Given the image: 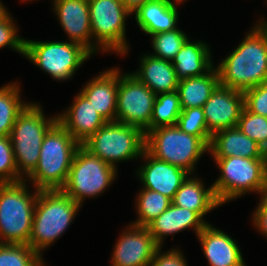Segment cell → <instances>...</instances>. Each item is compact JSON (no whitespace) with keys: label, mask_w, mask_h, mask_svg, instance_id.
I'll return each instance as SVG.
<instances>
[{"label":"cell","mask_w":267,"mask_h":266,"mask_svg":"<svg viewBox=\"0 0 267 266\" xmlns=\"http://www.w3.org/2000/svg\"><path fill=\"white\" fill-rule=\"evenodd\" d=\"M119 68L100 72L80 91L107 122L116 121Z\"/></svg>","instance_id":"d6986e66"},{"label":"cell","mask_w":267,"mask_h":266,"mask_svg":"<svg viewBox=\"0 0 267 266\" xmlns=\"http://www.w3.org/2000/svg\"><path fill=\"white\" fill-rule=\"evenodd\" d=\"M159 247L150 263V266H188L185 256L177 248H172L166 252Z\"/></svg>","instance_id":"8d00e7d4"},{"label":"cell","mask_w":267,"mask_h":266,"mask_svg":"<svg viewBox=\"0 0 267 266\" xmlns=\"http://www.w3.org/2000/svg\"><path fill=\"white\" fill-rule=\"evenodd\" d=\"M219 85L218 71L214 66L204 75L180 80L176 91L181 110L203 107Z\"/></svg>","instance_id":"484cf974"},{"label":"cell","mask_w":267,"mask_h":266,"mask_svg":"<svg viewBox=\"0 0 267 266\" xmlns=\"http://www.w3.org/2000/svg\"><path fill=\"white\" fill-rule=\"evenodd\" d=\"M28 103L19 113L10 133L18 174L25 180L36 168L43 138L57 122L47 117L40 103Z\"/></svg>","instance_id":"277c9868"},{"label":"cell","mask_w":267,"mask_h":266,"mask_svg":"<svg viewBox=\"0 0 267 266\" xmlns=\"http://www.w3.org/2000/svg\"><path fill=\"white\" fill-rule=\"evenodd\" d=\"M43 261L29 245L0 243V266H46Z\"/></svg>","instance_id":"f546056e"},{"label":"cell","mask_w":267,"mask_h":266,"mask_svg":"<svg viewBox=\"0 0 267 266\" xmlns=\"http://www.w3.org/2000/svg\"><path fill=\"white\" fill-rule=\"evenodd\" d=\"M12 18L9 14L4 20L0 21V49L3 47L11 48L24 56L26 38L17 34L18 26L15 25Z\"/></svg>","instance_id":"e575fe53"},{"label":"cell","mask_w":267,"mask_h":266,"mask_svg":"<svg viewBox=\"0 0 267 266\" xmlns=\"http://www.w3.org/2000/svg\"><path fill=\"white\" fill-rule=\"evenodd\" d=\"M124 6L133 13L136 11L140 6H142L145 2L150 0H121Z\"/></svg>","instance_id":"f35d334b"},{"label":"cell","mask_w":267,"mask_h":266,"mask_svg":"<svg viewBox=\"0 0 267 266\" xmlns=\"http://www.w3.org/2000/svg\"><path fill=\"white\" fill-rule=\"evenodd\" d=\"M118 169L92 155L82 145L75 152L69 176L62 190L80 206L84 200L104 193Z\"/></svg>","instance_id":"8fae6325"},{"label":"cell","mask_w":267,"mask_h":266,"mask_svg":"<svg viewBox=\"0 0 267 266\" xmlns=\"http://www.w3.org/2000/svg\"><path fill=\"white\" fill-rule=\"evenodd\" d=\"M210 266H246L239 246L224 231L208 223L197 235Z\"/></svg>","instance_id":"ac0fdd59"},{"label":"cell","mask_w":267,"mask_h":266,"mask_svg":"<svg viewBox=\"0 0 267 266\" xmlns=\"http://www.w3.org/2000/svg\"><path fill=\"white\" fill-rule=\"evenodd\" d=\"M216 67L220 86L244 92L267 81V29L258 21Z\"/></svg>","instance_id":"6da1fadb"},{"label":"cell","mask_w":267,"mask_h":266,"mask_svg":"<svg viewBox=\"0 0 267 266\" xmlns=\"http://www.w3.org/2000/svg\"><path fill=\"white\" fill-rule=\"evenodd\" d=\"M261 19L259 22L267 29V21L264 18H261Z\"/></svg>","instance_id":"7bdbcfd3"},{"label":"cell","mask_w":267,"mask_h":266,"mask_svg":"<svg viewBox=\"0 0 267 266\" xmlns=\"http://www.w3.org/2000/svg\"><path fill=\"white\" fill-rule=\"evenodd\" d=\"M53 11L69 41L94 54L88 0H53Z\"/></svg>","instance_id":"2e32d148"},{"label":"cell","mask_w":267,"mask_h":266,"mask_svg":"<svg viewBox=\"0 0 267 266\" xmlns=\"http://www.w3.org/2000/svg\"><path fill=\"white\" fill-rule=\"evenodd\" d=\"M139 63V69L131 73L153 93L158 95L177 90L179 80L171 61L160 59L148 52L140 57Z\"/></svg>","instance_id":"603a6c76"},{"label":"cell","mask_w":267,"mask_h":266,"mask_svg":"<svg viewBox=\"0 0 267 266\" xmlns=\"http://www.w3.org/2000/svg\"><path fill=\"white\" fill-rule=\"evenodd\" d=\"M18 83L15 81L0 87V136H10L17 116L28 104L21 99Z\"/></svg>","instance_id":"4316f807"},{"label":"cell","mask_w":267,"mask_h":266,"mask_svg":"<svg viewBox=\"0 0 267 266\" xmlns=\"http://www.w3.org/2000/svg\"><path fill=\"white\" fill-rule=\"evenodd\" d=\"M145 150L156 159L193 175L196 163L209 152V147L198 136L183 132L177 125H169L145 134Z\"/></svg>","instance_id":"52a82bcc"},{"label":"cell","mask_w":267,"mask_h":266,"mask_svg":"<svg viewBox=\"0 0 267 266\" xmlns=\"http://www.w3.org/2000/svg\"><path fill=\"white\" fill-rule=\"evenodd\" d=\"M151 38L154 50L151 55L172 62L189 37L178 27L172 31L153 34Z\"/></svg>","instance_id":"4dcf8cb0"},{"label":"cell","mask_w":267,"mask_h":266,"mask_svg":"<svg viewBox=\"0 0 267 266\" xmlns=\"http://www.w3.org/2000/svg\"><path fill=\"white\" fill-rule=\"evenodd\" d=\"M73 99L69 109L57 114V121L82 145L107 121L81 92Z\"/></svg>","instance_id":"e0dca14e"},{"label":"cell","mask_w":267,"mask_h":266,"mask_svg":"<svg viewBox=\"0 0 267 266\" xmlns=\"http://www.w3.org/2000/svg\"><path fill=\"white\" fill-rule=\"evenodd\" d=\"M82 146L92 155L117 168V162L141 159L145 133L132 125L107 122Z\"/></svg>","instance_id":"ba28073f"},{"label":"cell","mask_w":267,"mask_h":266,"mask_svg":"<svg viewBox=\"0 0 267 266\" xmlns=\"http://www.w3.org/2000/svg\"><path fill=\"white\" fill-rule=\"evenodd\" d=\"M9 14L10 12L7 11V8L0 1V21L4 20Z\"/></svg>","instance_id":"ab89813d"},{"label":"cell","mask_w":267,"mask_h":266,"mask_svg":"<svg viewBox=\"0 0 267 266\" xmlns=\"http://www.w3.org/2000/svg\"><path fill=\"white\" fill-rule=\"evenodd\" d=\"M23 180L17 172L10 137L0 136V184L17 183Z\"/></svg>","instance_id":"836d02e7"},{"label":"cell","mask_w":267,"mask_h":266,"mask_svg":"<svg viewBox=\"0 0 267 266\" xmlns=\"http://www.w3.org/2000/svg\"><path fill=\"white\" fill-rule=\"evenodd\" d=\"M181 111L177 91L156 95L150 121V130L161 126L177 125Z\"/></svg>","instance_id":"f1b7e54d"},{"label":"cell","mask_w":267,"mask_h":266,"mask_svg":"<svg viewBox=\"0 0 267 266\" xmlns=\"http://www.w3.org/2000/svg\"><path fill=\"white\" fill-rule=\"evenodd\" d=\"M213 159L221 173L212 184L220 205L249 192L258 193L260 197L267 194L263 158L230 156Z\"/></svg>","instance_id":"8992f818"},{"label":"cell","mask_w":267,"mask_h":266,"mask_svg":"<svg viewBox=\"0 0 267 266\" xmlns=\"http://www.w3.org/2000/svg\"><path fill=\"white\" fill-rule=\"evenodd\" d=\"M251 220L258 232L267 239V194L261 196Z\"/></svg>","instance_id":"74e56055"},{"label":"cell","mask_w":267,"mask_h":266,"mask_svg":"<svg viewBox=\"0 0 267 266\" xmlns=\"http://www.w3.org/2000/svg\"><path fill=\"white\" fill-rule=\"evenodd\" d=\"M126 227L114 245L111 266H150L160 246L147 227L131 223Z\"/></svg>","instance_id":"4fadbf2b"},{"label":"cell","mask_w":267,"mask_h":266,"mask_svg":"<svg viewBox=\"0 0 267 266\" xmlns=\"http://www.w3.org/2000/svg\"><path fill=\"white\" fill-rule=\"evenodd\" d=\"M94 53L128 54L126 19L132 13L121 0H88Z\"/></svg>","instance_id":"9c48e42d"},{"label":"cell","mask_w":267,"mask_h":266,"mask_svg":"<svg viewBox=\"0 0 267 266\" xmlns=\"http://www.w3.org/2000/svg\"><path fill=\"white\" fill-rule=\"evenodd\" d=\"M172 204L197 212L203 219L206 214L221 206L215 196L213 186L206 188L201 179L191 174L181 184Z\"/></svg>","instance_id":"d4e9b609"},{"label":"cell","mask_w":267,"mask_h":266,"mask_svg":"<svg viewBox=\"0 0 267 266\" xmlns=\"http://www.w3.org/2000/svg\"><path fill=\"white\" fill-rule=\"evenodd\" d=\"M155 99L156 94L135 75L119 69L116 122L135 126L146 134Z\"/></svg>","instance_id":"7c38bea8"},{"label":"cell","mask_w":267,"mask_h":266,"mask_svg":"<svg viewBox=\"0 0 267 266\" xmlns=\"http://www.w3.org/2000/svg\"><path fill=\"white\" fill-rule=\"evenodd\" d=\"M93 55L73 41H33L25 39L24 56L36 67L57 81L69 80L78 68Z\"/></svg>","instance_id":"30bf717a"},{"label":"cell","mask_w":267,"mask_h":266,"mask_svg":"<svg viewBox=\"0 0 267 266\" xmlns=\"http://www.w3.org/2000/svg\"><path fill=\"white\" fill-rule=\"evenodd\" d=\"M136 195L137 220L131 224L137 226L147 227L172 204L170 198L146 188H142Z\"/></svg>","instance_id":"83f0119b"},{"label":"cell","mask_w":267,"mask_h":266,"mask_svg":"<svg viewBox=\"0 0 267 266\" xmlns=\"http://www.w3.org/2000/svg\"><path fill=\"white\" fill-rule=\"evenodd\" d=\"M38 193L26 180L0 184V243L28 245Z\"/></svg>","instance_id":"5b68a950"},{"label":"cell","mask_w":267,"mask_h":266,"mask_svg":"<svg viewBox=\"0 0 267 266\" xmlns=\"http://www.w3.org/2000/svg\"><path fill=\"white\" fill-rule=\"evenodd\" d=\"M207 224V220L203 219L197 212L171 204L147 228L156 243L162 247L167 236H173V234L189 228H192L198 235Z\"/></svg>","instance_id":"ffe728a7"},{"label":"cell","mask_w":267,"mask_h":266,"mask_svg":"<svg viewBox=\"0 0 267 266\" xmlns=\"http://www.w3.org/2000/svg\"><path fill=\"white\" fill-rule=\"evenodd\" d=\"M21 1H22V2H25V1H27V2H28V1H33V0H21Z\"/></svg>","instance_id":"ee69618b"},{"label":"cell","mask_w":267,"mask_h":266,"mask_svg":"<svg viewBox=\"0 0 267 266\" xmlns=\"http://www.w3.org/2000/svg\"><path fill=\"white\" fill-rule=\"evenodd\" d=\"M81 145L57 121L45 134L38 164L27 177L38 190L62 189L68 179L75 152Z\"/></svg>","instance_id":"7a4b0ae2"},{"label":"cell","mask_w":267,"mask_h":266,"mask_svg":"<svg viewBox=\"0 0 267 266\" xmlns=\"http://www.w3.org/2000/svg\"><path fill=\"white\" fill-rule=\"evenodd\" d=\"M263 160H264V175L267 183V147L263 150Z\"/></svg>","instance_id":"60d3db41"},{"label":"cell","mask_w":267,"mask_h":266,"mask_svg":"<svg viewBox=\"0 0 267 266\" xmlns=\"http://www.w3.org/2000/svg\"><path fill=\"white\" fill-rule=\"evenodd\" d=\"M210 51L203 40L191 42L188 38L172 60L177 79L180 81L206 74L214 66Z\"/></svg>","instance_id":"cb8c5ba5"},{"label":"cell","mask_w":267,"mask_h":266,"mask_svg":"<svg viewBox=\"0 0 267 266\" xmlns=\"http://www.w3.org/2000/svg\"><path fill=\"white\" fill-rule=\"evenodd\" d=\"M177 126L187 134L198 136L209 147L212 135L208 132L202 107L182 109Z\"/></svg>","instance_id":"1f68e13d"},{"label":"cell","mask_w":267,"mask_h":266,"mask_svg":"<svg viewBox=\"0 0 267 266\" xmlns=\"http://www.w3.org/2000/svg\"><path fill=\"white\" fill-rule=\"evenodd\" d=\"M80 207L62 189L39 190L28 245L42 257L43 250L65 233Z\"/></svg>","instance_id":"3957f363"},{"label":"cell","mask_w":267,"mask_h":266,"mask_svg":"<svg viewBox=\"0 0 267 266\" xmlns=\"http://www.w3.org/2000/svg\"><path fill=\"white\" fill-rule=\"evenodd\" d=\"M209 153L211 158H263V149L237 126L214 133L209 144Z\"/></svg>","instance_id":"44dd1931"},{"label":"cell","mask_w":267,"mask_h":266,"mask_svg":"<svg viewBox=\"0 0 267 266\" xmlns=\"http://www.w3.org/2000/svg\"><path fill=\"white\" fill-rule=\"evenodd\" d=\"M186 0H170V2L174 3V4H177V6L180 4V3H183L185 2Z\"/></svg>","instance_id":"b9f144b4"},{"label":"cell","mask_w":267,"mask_h":266,"mask_svg":"<svg viewBox=\"0 0 267 266\" xmlns=\"http://www.w3.org/2000/svg\"><path fill=\"white\" fill-rule=\"evenodd\" d=\"M141 158L145 160L144 164L137 169L135 174L143 184L142 187L159 192L173 200L190 173L178 166L156 159L146 150L142 152Z\"/></svg>","instance_id":"9a60e30c"},{"label":"cell","mask_w":267,"mask_h":266,"mask_svg":"<svg viewBox=\"0 0 267 266\" xmlns=\"http://www.w3.org/2000/svg\"><path fill=\"white\" fill-rule=\"evenodd\" d=\"M237 127L264 150L267 147V117L242 110Z\"/></svg>","instance_id":"d6a6232c"},{"label":"cell","mask_w":267,"mask_h":266,"mask_svg":"<svg viewBox=\"0 0 267 266\" xmlns=\"http://www.w3.org/2000/svg\"><path fill=\"white\" fill-rule=\"evenodd\" d=\"M208 132L214 133L238 125L244 109L243 92L218 86L203 105Z\"/></svg>","instance_id":"5bb4252c"},{"label":"cell","mask_w":267,"mask_h":266,"mask_svg":"<svg viewBox=\"0 0 267 266\" xmlns=\"http://www.w3.org/2000/svg\"><path fill=\"white\" fill-rule=\"evenodd\" d=\"M244 107L251 113L267 117V81L243 92Z\"/></svg>","instance_id":"d590c367"},{"label":"cell","mask_w":267,"mask_h":266,"mask_svg":"<svg viewBox=\"0 0 267 266\" xmlns=\"http://www.w3.org/2000/svg\"><path fill=\"white\" fill-rule=\"evenodd\" d=\"M132 14L141 31L147 35L175 30L179 12L176 4L170 0H150Z\"/></svg>","instance_id":"7402d4cb"}]
</instances>
